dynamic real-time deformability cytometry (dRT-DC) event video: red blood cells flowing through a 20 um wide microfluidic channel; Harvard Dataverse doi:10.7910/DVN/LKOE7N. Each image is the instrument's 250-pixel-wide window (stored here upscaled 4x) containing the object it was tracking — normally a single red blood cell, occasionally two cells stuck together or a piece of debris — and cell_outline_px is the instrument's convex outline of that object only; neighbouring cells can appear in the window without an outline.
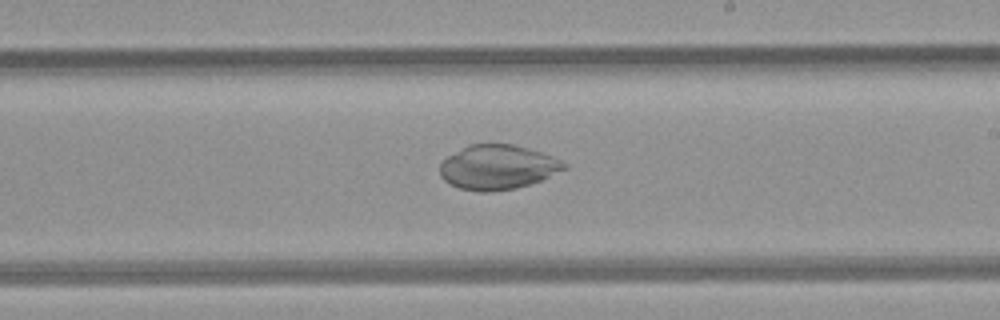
{"species": "common noctule bat (a hibernating species)", "species_latin": "Nyctalus noctula", "temperature_condition": "room temperature", "stored_images_in_passage": 30, "camera_frame_rate_fps": 3000, "um_per_image_px": 0.085, "animal": {"sex": "female", "body_mass_g": 21.9}, "frame": {"image": 1, "passage_image": 18, "time_ms": 5.667, "image_size_px": [1000, 320], "cell_outline_px": [[568, 168], [540, 180], [516, 188], [488, 192], [480, 192], [460, 188], [444, 180], [440, 176], [440, 164], [448, 156], [468, 144], [512, 144], [540, 152], [552, 156], [568, 164]], "centroid_in_image_um": [42.3, 14.21], "position_along_channel_um": 246.7, "area_um2": 32.02}}